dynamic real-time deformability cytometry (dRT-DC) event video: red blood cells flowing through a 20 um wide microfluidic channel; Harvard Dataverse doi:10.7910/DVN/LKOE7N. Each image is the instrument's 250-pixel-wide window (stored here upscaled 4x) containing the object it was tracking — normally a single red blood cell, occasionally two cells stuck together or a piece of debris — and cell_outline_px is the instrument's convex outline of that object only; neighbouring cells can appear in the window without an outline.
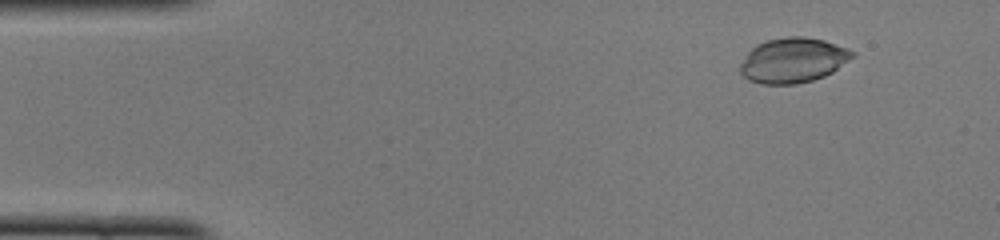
{"species": "common noctule bat (a hibernating species)", "species_latin": "Nyctalus noctula", "temperature_condition": "cold", "stored_images_in_passage": 50, "camera_frame_rate_fps": 3000, "um_per_image_px": 0.085, "animal": {"sex": "female", "body_mass_g": 22.0, "forearm_length_mm": 56.7}, "frame": {"image": 1, "passage_image": 5, "time_ms": 1.333, "image_size_px": [1000, 240], "cell_outline_px": [[856, 56], [832, 72], [824, 76], [812, 80], [796, 84], [760, 84], [748, 80], [740, 72], [740, 64], [748, 52], [756, 44], [768, 40], [788, 36], [804, 36], [824, 40], [856, 52]], "centroid_in_image_um": [67.41, 5.12], "position_along_channel_um": 17.6, "area_um2": 29.42}}
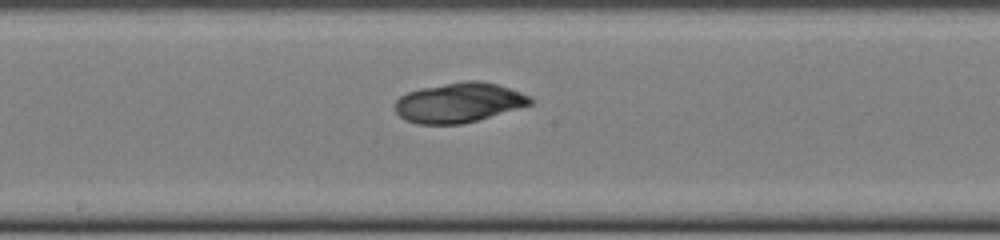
{"frame": {"image": 2, "passage_image": 26, "time_ms": 8.333, "image_size_px": [1000, 240], "cell_outline_px": [[536, 100], [532, 104], [476, 120], [460, 124], [416, 124], [404, 120], [396, 112], [396, 100], [400, 96], [408, 92], [420, 88], [464, 80], [476, 80], [496, 84], [532, 96]], "centroid_in_image_um": [39.0, 8.72], "position_along_channel_um": 209.2, "area_um2": 31.27}}
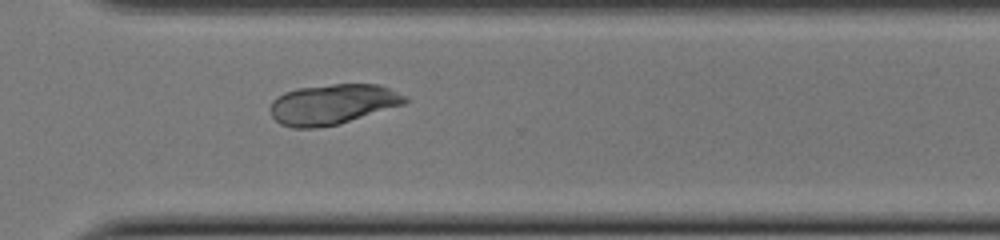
{"frame": {"image": 3, "passage_image": 36, "time_ms": 11.667, "image_size_px": [1000, 240], "cell_outline_px": [[408, 100], [404, 104], [340, 124], [316, 128], [292, 128], [280, 124], [272, 116], [268, 108], [272, 100], [276, 96], [284, 92], [296, 88], [332, 84], [380, 84], [408, 96]], "centroid_in_image_um": [28.25, 8.86], "position_along_channel_um": 342.4, "area_um2": 32.02}}